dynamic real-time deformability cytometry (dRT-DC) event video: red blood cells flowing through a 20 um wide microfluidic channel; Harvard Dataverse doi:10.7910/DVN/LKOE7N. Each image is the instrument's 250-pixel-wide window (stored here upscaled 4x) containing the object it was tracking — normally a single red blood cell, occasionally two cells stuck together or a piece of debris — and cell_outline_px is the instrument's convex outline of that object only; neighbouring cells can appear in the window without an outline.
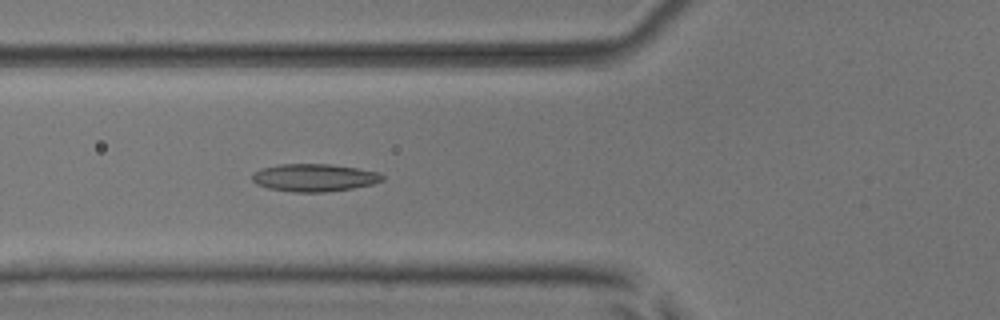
{"species": "common noctule bat (a hibernating species)", "species_latin": "Nyctalus noctula", "temperature_condition": "room temperature", "stored_images_in_passage": 4, "camera_frame_rate_fps": 3000, "um_per_image_px": 0.085, "animal": {"sex": "male", "body_mass_g": 17.9, "forearm_length_mm": 54.2}, "frame": {"image": 1, "passage_image": 4, "time_ms": 3.667, "image_size_px": [1000, 320], "cell_outline_px": [[384, 180], [372, 184], [352, 188], [324, 192], [292, 192], [268, 188], [256, 184], [252, 180], [252, 172], [260, 168], [280, 164], [332, 164], [356, 168], [376, 172], [384, 176]], "centroid_in_image_um": [26.66, 15.1], "position_along_channel_um": 99.1, "area_um2": 20.98}}